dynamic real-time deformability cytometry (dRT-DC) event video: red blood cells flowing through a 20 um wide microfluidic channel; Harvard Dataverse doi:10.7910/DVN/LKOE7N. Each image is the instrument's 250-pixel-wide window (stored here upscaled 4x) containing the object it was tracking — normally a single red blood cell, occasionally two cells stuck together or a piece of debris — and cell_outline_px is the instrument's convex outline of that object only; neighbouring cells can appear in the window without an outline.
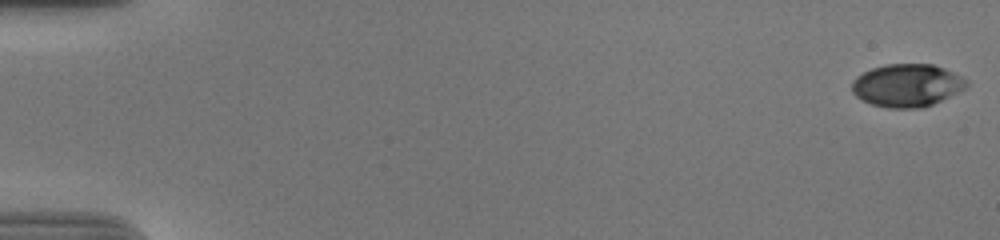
{"species": "human", "species_latin": "Homo sapiens", "temperature_condition": "cold", "stored_images_in_passage": 56, "camera_frame_rate_fps": 3000, "um_per_image_px": 0.085, "donor": {"sex": "male"}, "frame": {"image": 1, "passage_image": 1, "time_ms": 0.0, "image_size_px": [1000, 240], "cell_outline_px": [[968, 84], [964, 88], [932, 104], [920, 108], [888, 108], [872, 104], [856, 96], [852, 92], [852, 80], [856, 76], [872, 68], [884, 64], [932, 64], [944, 68], [960, 76]], "centroid_in_image_um": [77.04, 7.25], "position_along_channel_um": 8.0, "area_um2": 28.21}}
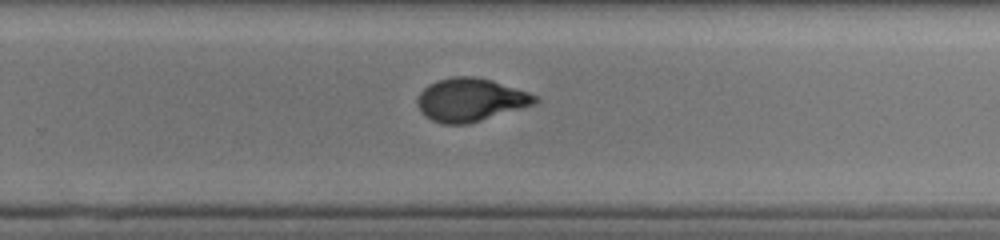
{"frame": {"image": 2, "passage_image": 38, "time_ms": 12.333, "image_size_px": [1000, 240], "cell_outline_px": [[540, 100], [536, 104], [468, 124], [444, 124], [432, 120], [420, 112], [416, 100], [420, 92], [428, 84], [436, 80], [452, 76], [472, 76], [492, 80], [528, 92], [536, 96]], "centroid_in_image_um": [39.97, 8.48], "position_along_channel_um": 289.8, "area_um2": 29.65}}
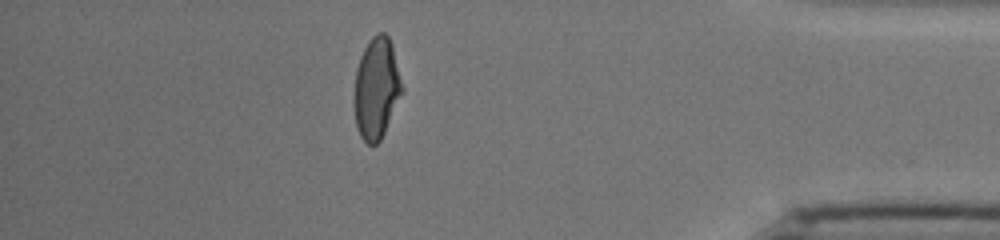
{"frame": {"image": 3, "passage_image": 50, "time_ms": 16.333, "image_size_px": [1000, 240], "cell_outline_px": [[404, 92], [380, 140], [376, 144], [368, 144], [360, 136], [356, 128], [356, 68], [360, 56], [368, 40], [376, 32], [384, 32], [388, 36], [392, 44], [404, 88]], "centroid_in_image_um": [32.04, 7.46], "position_along_channel_um": 403.2, "area_um2": 28.09}, "authors_computed_cell_mechanics": {"area_um2": 29.189, "velocity_mm_per_s": 3.7175, "shape_relaxation_time_tau1_ms": 4.9729, "shape_relaxation_time_tau2_ms": 1.1804, "deformation_change_tau1": 0.1996, "deformation_change_tau2": 0.062}}